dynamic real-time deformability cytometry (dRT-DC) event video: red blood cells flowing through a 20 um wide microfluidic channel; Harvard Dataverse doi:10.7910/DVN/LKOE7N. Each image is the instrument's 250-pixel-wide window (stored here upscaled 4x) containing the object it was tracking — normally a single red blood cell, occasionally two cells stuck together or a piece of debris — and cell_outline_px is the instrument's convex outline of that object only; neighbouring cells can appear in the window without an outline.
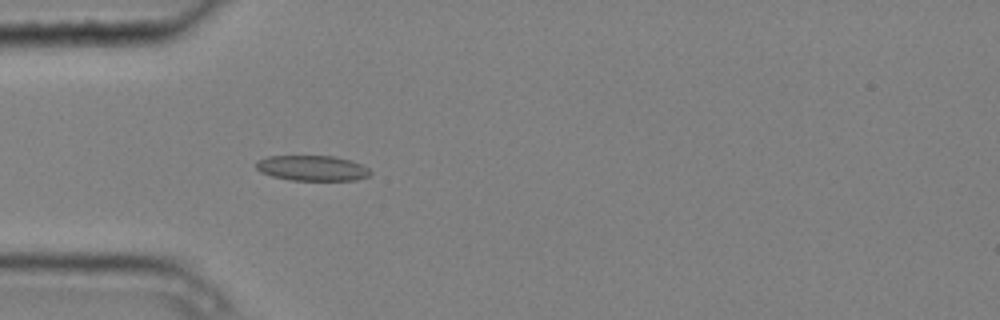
{"species": "common noctule bat (a hibernating species)", "species_latin": "Nyctalus noctula", "temperature_condition": "cold", "stored_images_in_passage": 3, "camera_frame_rate_fps": 3000, "um_per_image_px": 0.085, "animal": {"sex": "male", "body_mass_g": 20.4}, "frame": {"image": 1, "passage_image": 3, "time_ms": 0.667, "image_size_px": [1000, 320], "cell_outline_px": [[372, 172], [368, 176], [356, 180], [292, 180], [272, 176], [260, 172], [256, 168], [256, 160], [268, 156], [332, 156], [352, 160], [368, 168]], "centroid_in_image_um": [26.52, 14.28], "position_along_channel_um": 58.5, "area_um2": 16.88}}